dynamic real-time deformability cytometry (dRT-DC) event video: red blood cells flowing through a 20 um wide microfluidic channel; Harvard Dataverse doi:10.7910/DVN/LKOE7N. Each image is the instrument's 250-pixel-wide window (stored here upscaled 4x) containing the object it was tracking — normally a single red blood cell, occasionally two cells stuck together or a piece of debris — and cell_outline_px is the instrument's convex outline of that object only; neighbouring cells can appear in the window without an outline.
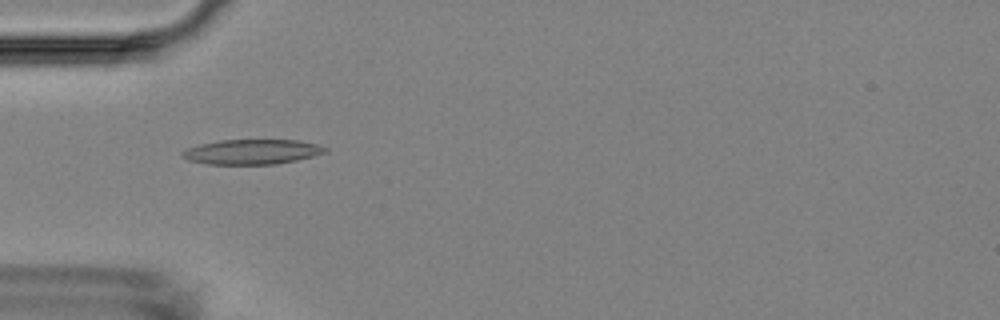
{"species": "Egyptian fruit bat (a non-hibernating species)", "species_latin": "Rousettus aegyptiacus", "temperature_condition": "room temperature", "stored_images_in_passage": 2, "camera_frame_rate_fps": 3000, "um_per_image_px": 0.085, "animal": {"sex": "female"}, "frame": {"image": 1, "passage_image": 2, "time_ms": 1.333, "image_size_px": [1000, 320], "cell_outline_px": [[328, 152], [296, 160], [276, 164], [208, 164], [188, 160], [180, 156], [180, 152], [188, 148], [200, 144], [220, 140], [296, 140], [316, 144], [328, 148]], "centroid_in_image_um": [21.4, 12.9], "position_along_channel_um": 63.6, "area_um2": 20.69}}